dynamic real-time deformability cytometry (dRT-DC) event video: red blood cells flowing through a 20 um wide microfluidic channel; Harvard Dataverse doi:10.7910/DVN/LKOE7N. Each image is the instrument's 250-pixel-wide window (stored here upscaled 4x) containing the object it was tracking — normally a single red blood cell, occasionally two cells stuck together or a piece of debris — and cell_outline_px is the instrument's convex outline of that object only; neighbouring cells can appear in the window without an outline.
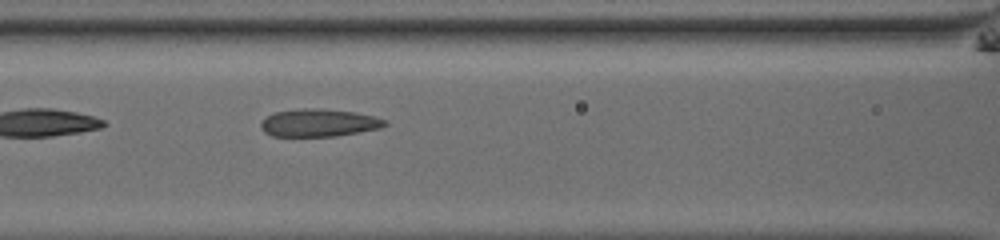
{"species": "common noctule bat (a hibernating species)", "species_latin": "Nyctalus noctula", "temperature_condition": "room temperature", "stored_images_in_passage": 53, "camera_frame_rate_fps": 3000, "um_per_image_px": 0.085, "animal": {"sex": "male", "body_mass_g": 13.0, "forearm_length_mm": 53.1}, "frame": {"image": 1, "passage_image": 26, "time_ms": 8.333, "image_size_px": [1000, 240], "cell_outline_px": [[388, 124], [380, 128], [336, 136], [272, 136], [264, 132], [260, 128], [260, 124], [268, 116], [276, 112], [304, 108], [320, 108], [356, 112], [376, 116], [388, 120]], "centroid_in_image_um": [27.15, 10.43], "position_along_channel_um": 139.5, "area_um2": 20.06}}
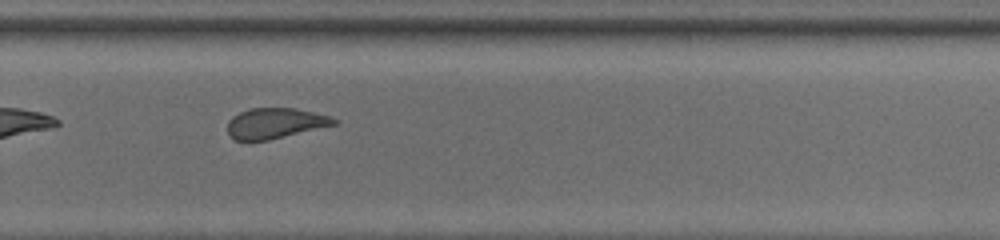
{"frame": {"image": 2, "passage_image": 39, "time_ms": 12.667, "image_size_px": [1000, 240], "cell_outline_px": [[340, 124], [268, 140], [236, 140], [228, 132], [228, 120], [232, 116], [248, 108], [292, 108], [312, 112], [328, 116], [340, 120]], "centroid_in_image_um": [23.42, 10.47], "position_along_channel_um": 306.4, "area_um2": 18.9}}
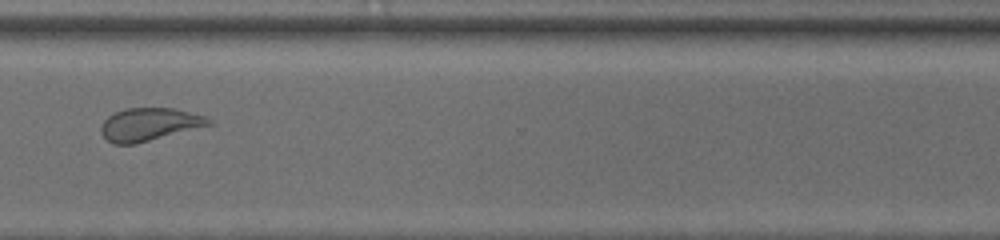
{"frame": {"image": 3, "passage_image": 43, "time_ms": 14.0, "image_size_px": [1000, 240], "cell_outline_px": [[212, 124], [136, 144], [112, 144], [100, 132], [100, 128], [104, 120], [108, 116], [124, 108], [176, 108], [204, 116], [212, 120]], "centroid_in_image_um": [12.67, 10.57], "position_along_channel_um": 357.9, "area_um2": 20.52}, "authors_computed_cell_mechanics": {"area_um2": 22.6576, "velocity_mm_per_s": 3.8664, "shape_relaxation_time_tau1_ms": 5.4026, "shape_relaxation_time_tau2_ms": 1.5172, "deformation_change_tau1": 0.162, "deformation_change_tau2": 0.0747}}